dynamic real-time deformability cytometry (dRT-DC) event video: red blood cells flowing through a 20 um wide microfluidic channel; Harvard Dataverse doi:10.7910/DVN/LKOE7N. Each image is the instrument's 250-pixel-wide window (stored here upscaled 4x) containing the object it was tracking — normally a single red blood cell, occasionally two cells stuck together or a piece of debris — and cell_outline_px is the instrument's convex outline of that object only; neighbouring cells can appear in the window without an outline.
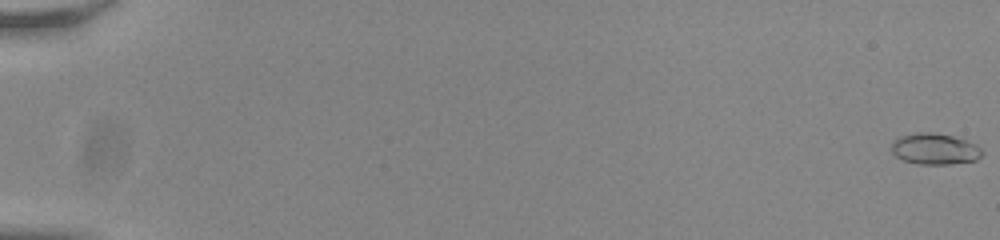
{"species": "common noctule bat (a hibernating species)", "species_latin": "Nyctalus noctula", "temperature_condition": "room temperature", "stored_images_in_passage": 57, "camera_frame_rate_fps": 3000, "um_per_image_px": 0.085, "animal": {"sex": "male", "body_mass_g": 20.0, "forearm_length_mm": 53.3}, "frame": {"image": 1, "passage_image": 1, "time_ms": 0.0, "image_size_px": [1000, 240], "cell_outline_px": [[984, 152], [976, 160], [948, 164], [920, 164], [904, 160], [896, 156], [892, 152], [892, 140], [900, 136], [916, 132], [932, 132], [952, 136], [976, 144]], "centroid_in_image_um": [79.44, 12.65], "position_along_channel_um": 5.6, "area_um2": 16.36}}
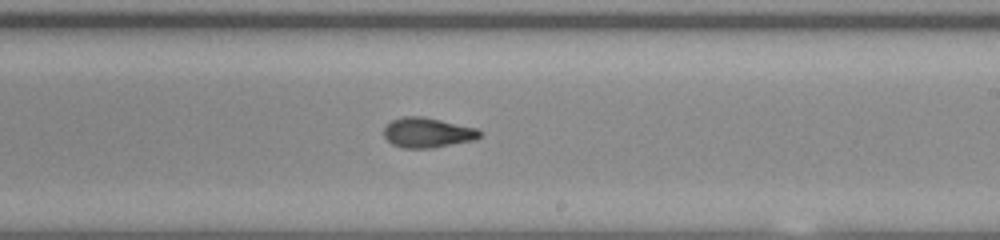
{"frame": {"image": 2, "passage_image": 36, "time_ms": 11.667, "image_size_px": [1000, 240], "cell_outline_px": [[480, 136], [476, 140], [432, 148], [404, 148], [392, 144], [384, 136], [384, 128], [392, 120], [404, 116], [424, 116], [476, 128], [480, 132]], "centroid_in_image_um": [36.34, 11.27], "position_along_channel_um": 252.7, "area_um2": 16.7}}
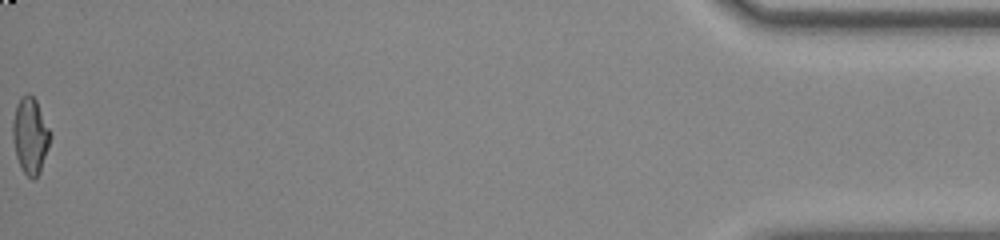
{"frame": {"image": 3, "passage_image": 57, "time_ms": 18.667, "image_size_px": [1000, 240], "cell_outline_px": [[52, 136], [40, 172], [32, 180], [20, 168], [16, 156], [12, 136], [12, 120], [16, 104], [20, 96], [28, 92], [36, 100]], "centroid_in_image_um": [2.55, 11.51], "position_along_channel_um": 432.6, "area_um2": 16.76}, "authors_computed_cell_mechanics": {"area_um2": 16.473, "velocity_mm_per_s": 3.8327, "shape_relaxation_time_tau1_ms": 6.1804, "shape_relaxation_time_tau2_ms": 1.8676, "deformation_change_tau1": 0.1962, "deformation_change_tau2": 0.0656}}